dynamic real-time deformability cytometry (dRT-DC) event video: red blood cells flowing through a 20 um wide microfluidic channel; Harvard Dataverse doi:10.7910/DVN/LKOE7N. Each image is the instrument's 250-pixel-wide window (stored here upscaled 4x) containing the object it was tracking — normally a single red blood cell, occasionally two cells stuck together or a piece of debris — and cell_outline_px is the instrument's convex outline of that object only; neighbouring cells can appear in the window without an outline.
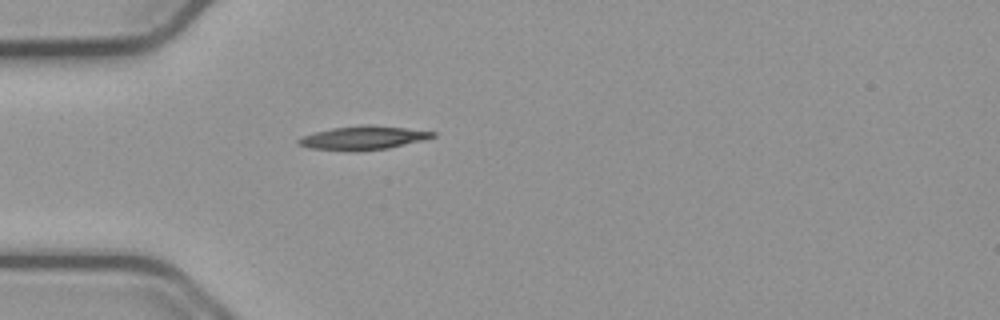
{"species": "common noctule bat (a hibernating species)", "species_latin": "Nyctalus noctula", "temperature_condition": "cold", "stored_images_in_passage": 40, "camera_frame_rate_fps": 3000, "um_per_image_px": 0.085, "animal": {"sex": "male", "body_mass_g": 23.1, "forearm_length_mm": 52.7}, "frame": {"image": 1, "passage_image": 1, "time_ms": 0.0, "image_size_px": [1000, 320], "cell_outline_px": [[436, 136], [424, 140], [388, 148], [356, 152], [352, 152], [308, 148], [300, 144], [296, 140], [304, 136], [316, 132], [332, 128], [404, 128], [436, 132]], "centroid_in_image_um": [30.85, 11.79], "position_along_channel_um": 54.1, "area_um2": 17.46}}
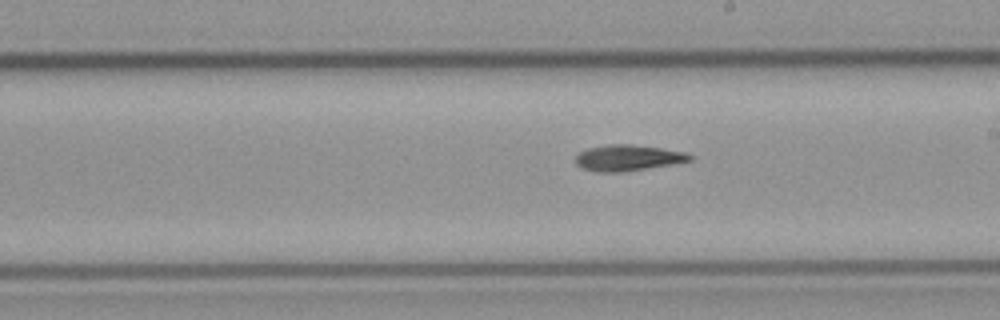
{"frame": {"image": 2, "passage_image": 16, "time_ms": 5.0, "image_size_px": [1000, 320], "cell_outline_px": [[692, 160], [672, 164], [620, 172], [600, 172], [584, 168], [576, 164], [576, 156], [580, 152], [588, 148], [608, 144], [632, 144], [660, 148], [684, 152], [692, 156]], "centroid_in_image_um": [53.36, 13.4], "position_along_channel_um": 235.6, "area_um2": 16.99}}
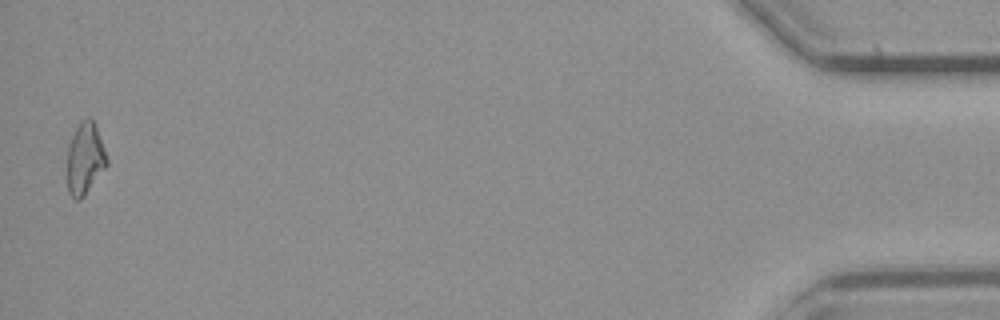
{"frame": {"image": 3, "passage_image": 39, "time_ms": 12.667, "image_size_px": [1000, 320], "cell_outline_px": [[108, 164], [84, 196], [80, 200], [76, 200], [68, 192], [68, 148], [72, 136], [80, 120], [92, 120], [96, 128], [108, 160]], "centroid_in_image_um": [7.22, 13.52], "position_along_channel_um": 428.0, "area_um2": 16.07}}